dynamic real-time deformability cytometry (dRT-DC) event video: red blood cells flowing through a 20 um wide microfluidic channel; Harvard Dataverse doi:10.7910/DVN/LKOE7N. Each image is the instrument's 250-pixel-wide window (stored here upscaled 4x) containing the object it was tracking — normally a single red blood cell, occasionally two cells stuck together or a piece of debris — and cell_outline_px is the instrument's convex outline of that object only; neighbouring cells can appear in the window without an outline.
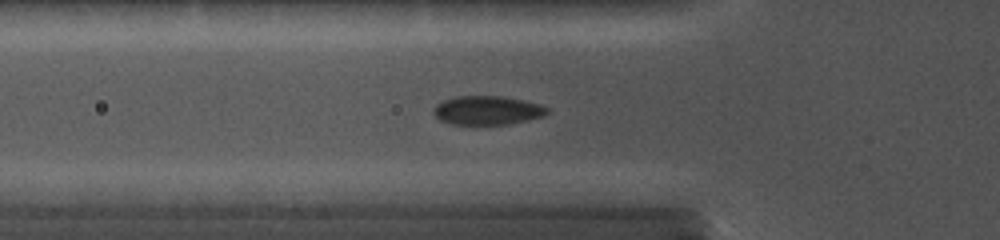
{"species": "common noctule bat (a hibernating species)", "species_latin": "Nyctalus noctula", "temperature_condition": "cold", "stored_images_in_passage": 32, "camera_frame_rate_fps": 5000, "um_per_image_px": 0.085, "animal": {"sex": "female", "body_mass_g": 19.0, "forearm_length_mm": 56.7}, "frame": {"image": 1, "passage_image": 12, "time_ms": 5.0, "image_size_px": [1000, 240], "cell_outline_px": [[548, 112], [544, 116], [508, 124], [452, 124], [440, 120], [432, 112], [432, 108], [436, 104], [452, 96], [500, 96], [524, 100], [540, 104], [548, 108]], "centroid_in_image_um": [41.39, 9.37], "position_along_channel_um": 84.4, "area_um2": 19.13}}
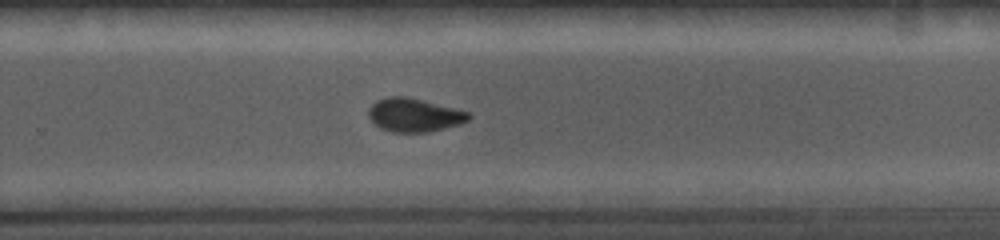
{"frame": {"image": 2, "passage_image": 23, "time_ms": 10.2, "image_size_px": [1000, 240], "cell_outline_px": [[472, 116], [468, 120], [460, 124], [428, 132], [392, 132], [380, 128], [368, 116], [368, 108], [376, 100], [388, 96], [404, 96], [468, 112]], "centroid_in_image_um": [35.17, 9.78], "position_along_channel_um": 294.6, "area_um2": 19.25}}
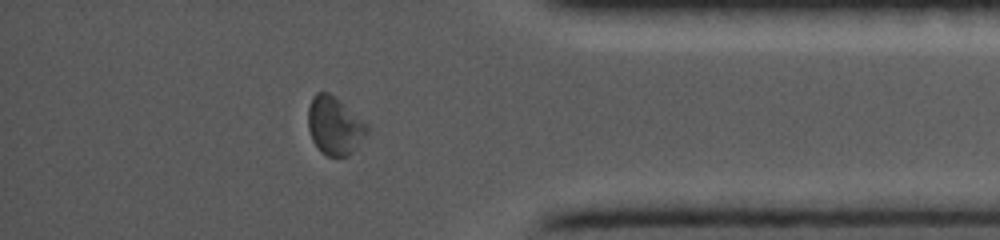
{"frame": {"image": 3, "passage_image": 30, "time_ms": 13.2, "image_size_px": [1000, 240], "cell_outline_px": [[368, 132], [352, 152], [348, 156], [328, 156], [320, 152], [312, 140], [308, 128], [308, 108], [312, 96], [316, 92], [328, 92], [368, 124]], "centroid_in_image_um": [28.41, 10.69], "position_along_channel_um": 406.8, "area_um2": 19.77}}